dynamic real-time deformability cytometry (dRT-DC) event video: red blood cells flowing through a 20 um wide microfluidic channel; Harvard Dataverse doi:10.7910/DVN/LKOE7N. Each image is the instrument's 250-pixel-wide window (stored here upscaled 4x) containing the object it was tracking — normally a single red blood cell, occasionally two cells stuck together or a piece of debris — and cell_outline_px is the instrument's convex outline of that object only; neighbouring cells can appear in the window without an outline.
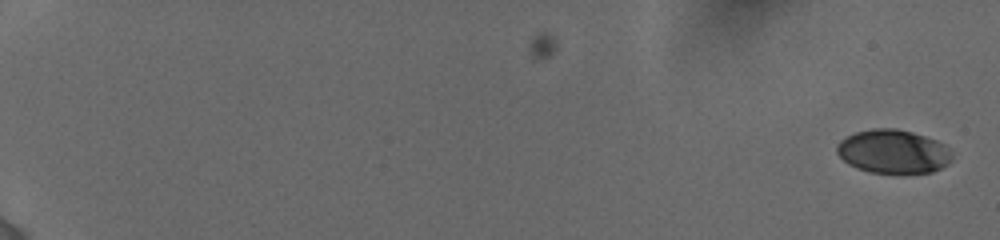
{"species": "human", "species_latin": "Homo sapiens", "temperature_condition": "cold", "stored_images_in_passage": 18, "camera_frame_rate_fps": 3000, "um_per_image_px": 0.085, "donor": {"sex": "female"}, "frame": {"image": 1, "passage_image": 1, "time_ms": 0.0, "image_size_px": [1000, 240], "cell_outline_px": [[952, 160], [948, 164], [932, 172], [872, 172], [856, 168], [848, 164], [836, 152], [836, 144], [840, 140], [856, 132], [872, 128], [896, 128], [912, 132], [936, 140], [952, 148]], "centroid_in_image_um": [75.93, 12.86], "position_along_channel_um": 9.1, "area_um2": 29.3}}
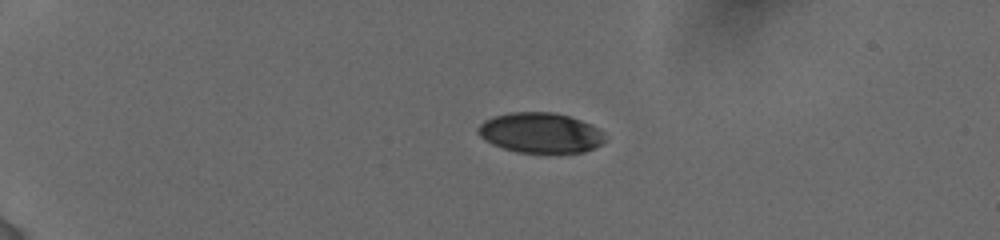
{"frame": {"image": 2, "passage_image": 11, "time_ms": 4.667, "image_size_px": [1000, 240], "cell_outline_px": [[604, 140], [600, 144], [584, 152], [516, 152], [492, 144], [484, 140], [476, 132], [476, 128], [484, 120], [492, 116], [508, 112], [552, 112], [568, 116], [592, 124], [600, 128], [604, 132]], "centroid_in_image_um": [45.9, 11.27], "position_along_channel_um": 39.1, "area_um2": 29.82}}
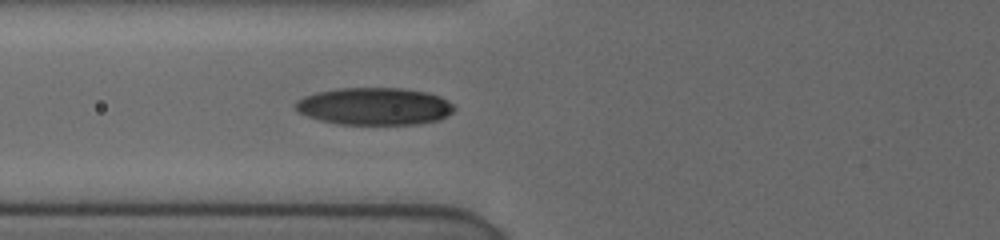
{"frame": {"image": 3, "passage_image": 18, "time_ms": 8.0, "image_size_px": [1000, 240], "cell_outline_px": [[456, 108], [452, 112], [440, 120], [420, 124], [340, 124], [320, 120], [308, 116], [300, 112], [296, 108], [296, 100], [304, 96], [316, 92], [336, 88], [400, 88], [424, 92], [440, 96], [448, 100]], "centroid_in_image_um": [31.85, 9.03], "position_along_channel_um": 94.0, "area_um2": 34.51}}